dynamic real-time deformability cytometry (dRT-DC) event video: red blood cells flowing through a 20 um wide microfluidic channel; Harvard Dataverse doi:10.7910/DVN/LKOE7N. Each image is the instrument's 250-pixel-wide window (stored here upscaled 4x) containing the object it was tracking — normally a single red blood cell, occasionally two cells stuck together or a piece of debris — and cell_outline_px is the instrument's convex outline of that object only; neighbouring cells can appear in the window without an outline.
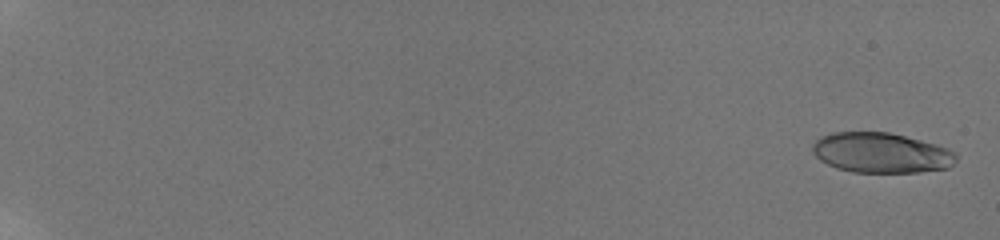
{"species": "human", "species_latin": "Homo sapiens", "temperature_condition": "room temperature", "stored_images_in_passage": 13, "camera_frame_rate_fps": 3000, "um_per_image_px": 0.085, "donor": {"sex": "male"}, "frame": {"image": 1, "passage_image": 1, "time_ms": 0.0, "image_size_px": [1000, 240], "cell_outline_px": [[956, 160], [948, 168], [920, 172], [852, 172], [836, 168], [820, 160], [812, 152], [812, 144], [820, 136], [832, 132], [888, 132], [936, 144], [948, 148], [956, 152]], "centroid_in_image_um": [74.88, 12.99], "position_along_channel_um": 10.1, "area_um2": 33.7}}
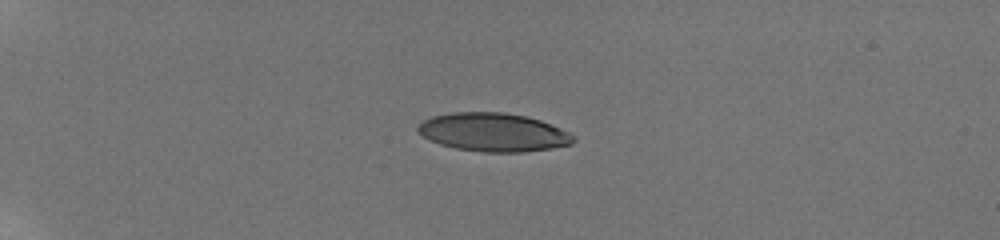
{"frame": {"image": 2, "passage_image": 7, "time_ms": 5.333, "image_size_px": [1000, 240], "cell_outline_px": [[576, 140], [572, 144], [552, 148], [524, 152], [484, 152], [456, 148], [440, 144], [424, 136], [416, 128], [424, 120], [432, 116], [452, 112], [504, 112], [524, 116], [540, 120], [560, 128], [576, 136]], "centroid_in_image_um": [41.97, 11.24], "position_along_channel_um": 43.0, "area_um2": 34.68}}
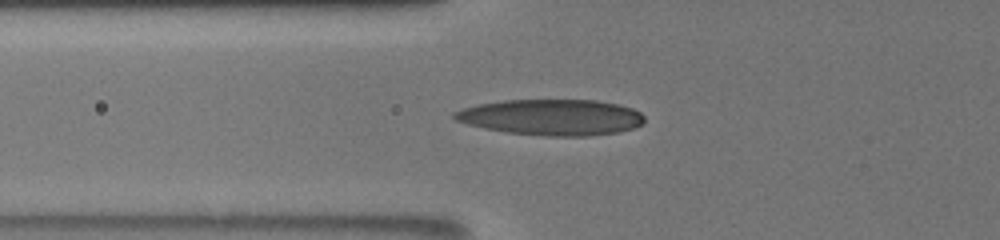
{"frame": {"image": 3, "passage_image": 11, "time_ms": 8.0, "image_size_px": [1000, 240], "cell_outline_px": [[644, 124], [632, 128], [616, 132], [588, 136], [544, 136], [508, 132], [484, 128], [468, 124], [456, 120], [452, 116], [452, 112], [476, 104], [504, 100], [596, 100], [620, 104], [632, 108], [640, 112], [644, 116]], "centroid_in_image_um": [46.89, 9.96], "position_along_channel_um": 78.9, "area_um2": 39.88}}